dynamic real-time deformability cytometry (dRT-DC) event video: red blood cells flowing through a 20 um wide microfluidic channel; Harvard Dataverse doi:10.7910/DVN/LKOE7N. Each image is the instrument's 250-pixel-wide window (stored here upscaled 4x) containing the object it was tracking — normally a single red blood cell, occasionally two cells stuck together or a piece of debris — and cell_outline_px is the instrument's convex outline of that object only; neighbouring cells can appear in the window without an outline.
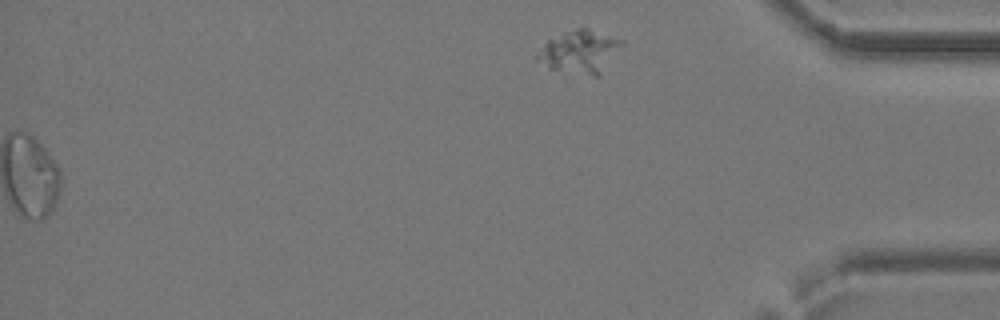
{"species": "common noctule bat (a hibernating species)", "species_latin": "Nyctalus noctula", "temperature_condition": "cold", "stored_images_in_passage": 34, "segment_of_instrument_passage": [2, 2], "camera_frame_rate_fps": 3000, "um_per_image_px": 0.085, "animal": {"sex": "female", "body_mass_g": 24.6, "forearm_length_mm": 56.2}, "frame": {"image": 1, "passage_image": 34, "time_ms": 11.0, "image_size_px": [1000, 320], "cell_outline_px": [[624, 44], [600, 76], [592, 76], [548, 68], [536, 60], [536, 56], [544, 44], [548, 40], [576, 28], [588, 28], [624, 40]], "centroid_in_image_um": [49.32, 4.4], "position_along_channel_um": 385.9, "area_um2": 20.98}}